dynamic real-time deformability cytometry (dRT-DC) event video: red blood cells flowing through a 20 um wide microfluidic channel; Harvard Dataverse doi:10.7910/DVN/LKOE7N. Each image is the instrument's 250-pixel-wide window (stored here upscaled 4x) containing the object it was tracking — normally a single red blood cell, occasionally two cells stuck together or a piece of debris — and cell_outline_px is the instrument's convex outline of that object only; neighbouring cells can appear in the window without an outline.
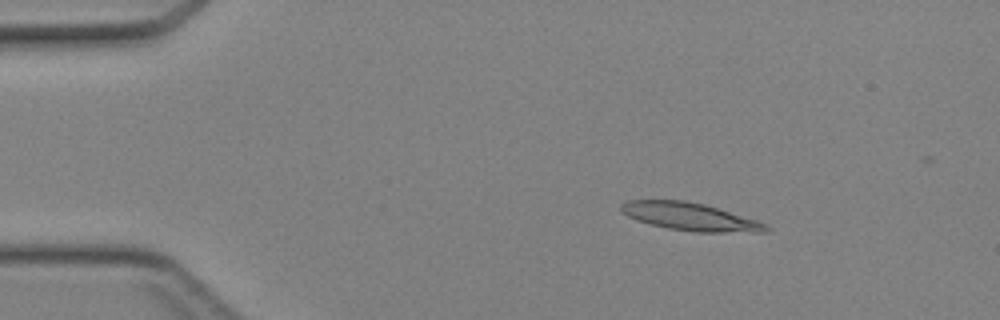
{"species": "Egyptian fruit bat (a non-hibernating species)", "species_latin": "Rousettus aegyptiacus", "temperature_condition": "cold", "stored_images_in_passage": 38, "camera_frame_rate_fps": 3000, "um_per_image_px": 0.085, "animal": {"sex": "female"}, "frame": {"image": 1, "passage_image": 1, "time_ms": 0.0, "image_size_px": [1000, 320], "cell_outline_px": [[772, 228], [768, 232], [696, 232], [668, 228], [636, 220], [620, 212], [620, 204], [628, 200], [684, 200], [704, 204], [756, 220]], "centroid_in_image_um": [58.63, 18.41], "position_along_channel_um": 26.4, "area_um2": 23.29}}
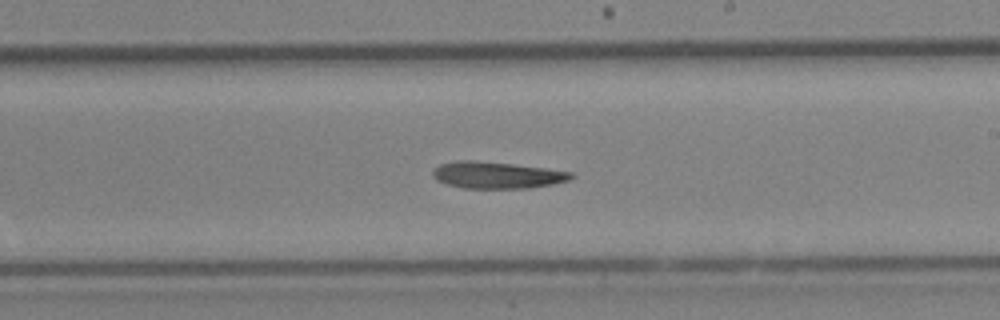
{"frame": {"image": 2, "passage_image": 20, "time_ms": 6.333, "image_size_px": [1000, 320], "cell_outline_px": [[576, 176], [568, 180], [552, 184], [528, 188], [464, 188], [448, 184], [436, 180], [432, 176], [432, 172], [440, 164], [456, 160], [476, 160], [512, 164], [544, 168], [572, 172]], "centroid_in_image_um": [42.22, 14.88], "position_along_channel_um": 246.8, "area_um2": 21.44}}
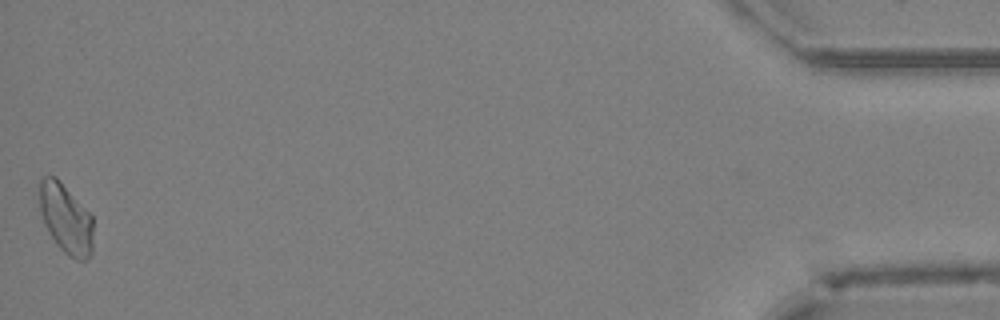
{"frame": {"image": 3, "passage_image": 38, "time_ms": 12.333, "image_size_px": [1000, 320], "cell_outline_px": [[92, 252], [84, 260], [76, 260], [68, 256], [56, 244], [44, 224], [40, 212], [40, 180], [44, 176], [56, 176], [60, 180], [92, 216]], "centroid_in_image_um": [5.59, 18.59], "position_along_channel_um": 429.6, "area_um2": 21.68}}